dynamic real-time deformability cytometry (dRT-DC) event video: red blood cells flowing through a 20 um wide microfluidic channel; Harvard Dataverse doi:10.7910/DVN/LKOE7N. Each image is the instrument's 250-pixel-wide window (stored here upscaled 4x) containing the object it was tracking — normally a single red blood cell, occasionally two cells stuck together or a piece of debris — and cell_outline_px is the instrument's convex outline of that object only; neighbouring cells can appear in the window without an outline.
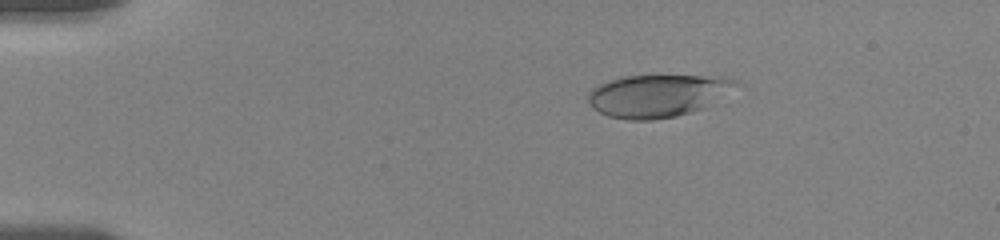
{"species": "human", "species_latin": "Homo sapiens", "temperature_condition": "room temperature", "stored_images_in_passage": 6, "camera_frame_rate_fps": 3000, "um_per_image_px": 0.085, "donor": {"sex": "female"}, "frame": {"image": 1, "passage_image": 3, "time_ms": 2.333, "image_size_px": [1000, 240], "cell_outline_px": [[736, 84], [704, 108], [692, 112], [676, 116], [652, 120], [628, 120], [608, 116], [592, 108], [588, 100], [588, 92], [592, 88], [600, 84], [624, 76], [700, 76], [736, 80]], "centroid_in_image_um": [55.78, 8.15], "position_along_channel_um": 29.2, "area_um2": 35.72}}
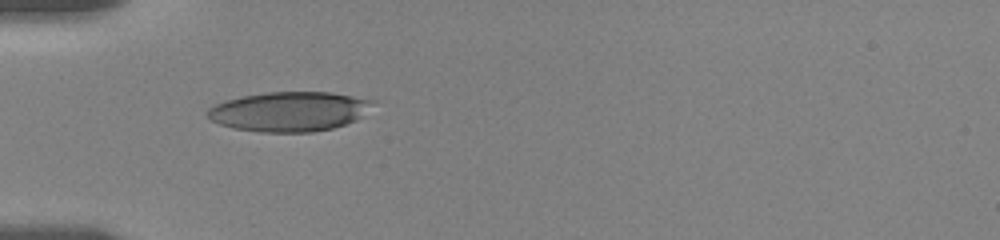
{"frame": {"image": 2, "passage_image": 5, "time_ms": 5.0, "image_size_px": [1000, 240], "cell_outline_px": [[376, 100], [356, 120], [332, 128], [312, 132], [260, 132], [232, 128], [220, 124], [212, 120], [204, 112], [208, 108], [216, 104], [228, 100], [244, 96], [268, 92], [332, 92]], "centroid_in_image_um": [24.57, 9.48], "position_along_channel_um": 60.4, "area_um2": 37.92}}
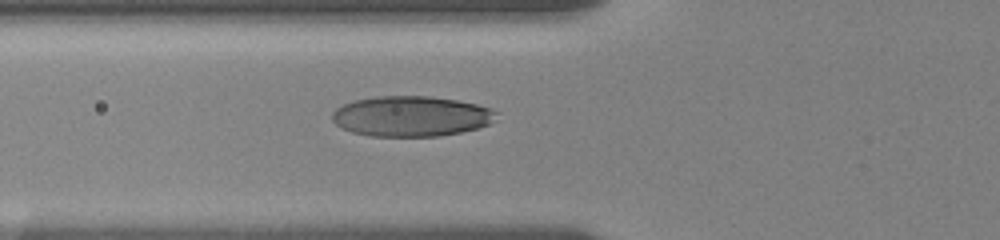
{"frame": {"image": 3, "passage_image": 6, "time_ms": 6.0, "image_size_px": [1000, 240], "cell_outline_px": [[500, 112], [488, 124], [480, 128], [440, 136], [372, 136], [352, 132], [340, 128], [332, 120], [332, 112], [336, 108], [344, 104], [356, 100], [376, 96], [432, 96], [456, 100], [476, 104], [492, 108]], "centroid_in_image_um": [34.96, 9.88], "position_along_channel_um": 90.8, "area_um2": 38.78}}